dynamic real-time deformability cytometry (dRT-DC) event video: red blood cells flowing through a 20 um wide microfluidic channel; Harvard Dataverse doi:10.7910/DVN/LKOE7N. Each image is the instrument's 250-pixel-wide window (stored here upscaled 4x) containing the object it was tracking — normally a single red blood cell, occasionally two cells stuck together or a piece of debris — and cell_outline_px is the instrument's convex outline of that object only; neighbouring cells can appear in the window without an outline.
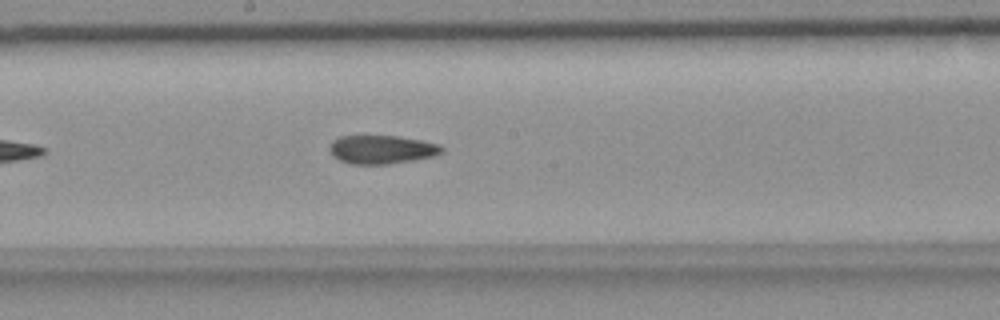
{"species": "common noctule bat (a hibernating species)", "species_latin": "Nyctalus noctula", "temperature_condition": "room temperature", "stored_images_in_passage": 44, "camera_frame_rate_fps": 3000, "um_per_image_px": 0.085, "animal": {"sex": "female", "body_mass_g": 18.4}, "frame": {"image": 1, "passage_image": 17, "time_ms": 5.333, "image_size_px": [1000, 320], "cell_outline_px": [[444, 152], [432, 156], [412, 160], [388, 164], [352, 164], [340, 160], [332, 156], [328, 148], [332, 140], [340, 136], [396, 136], [420, 140], [440, 144], [444, 148]], "centroid_in_image_um": [32.42, 12.7], "position_along_channel_um": 215.8, "area_um2": 18.67}}
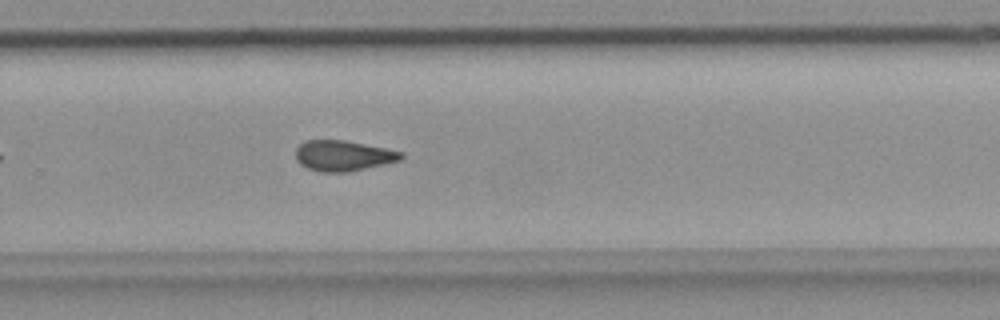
{"frame": {"image": 2, "passage_image": 24, "time_ms": 7.667, "image_size_px": [1000, 320], "cell_outline_px": [[404, 156], [400, 160], [384, 164], [348, 172], [320, 172], [308, 168], [300, 164], [296, 160], [296, 148], [300, 144], [308, 140], [344, 140], [404, 152]], "centroid_in_image_um": [29.16, 13.24], "position_along_channel_um": 300.6, "area_um2": 18.67}}
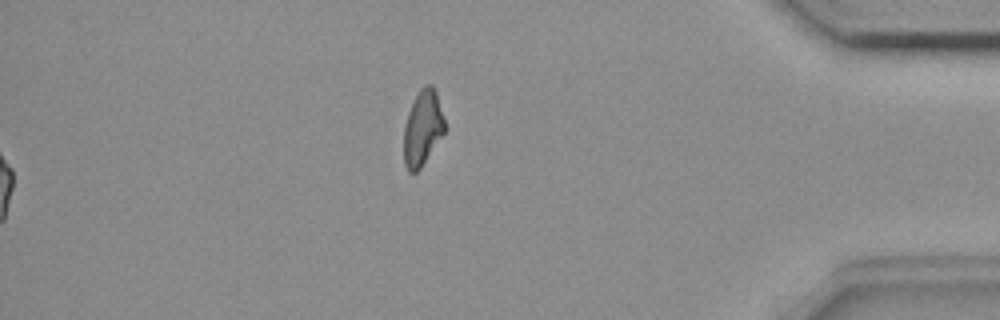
{"frame": {"image": 3, "passage_image": 44, "time_ms": 14.333, "image_size_px": [1000, 320], "cell_outline_px": [[444, 132], [420, 168], [416, 172], [408, 172], [404, 164], [404, 124], [412, 100], [420, 88], [424, 84], [432, 84], [436, 92], [444, 120]], "centroid_in_image_um": [35.89, 10.85], "position_along_channel_um": 399.3, "area_um2": 17.8}, "authors_computed_cell_mechanics": {"area_um2": 19.0162, "velocity_mm_per_s": 3.6424, "shape_relaxation_time_tau1_ms": null, "shape_relaxation_time_tau2_ms": 5.0896, "deformation_change_tau1": null, "deformation_change_tau2": 0.1218}}